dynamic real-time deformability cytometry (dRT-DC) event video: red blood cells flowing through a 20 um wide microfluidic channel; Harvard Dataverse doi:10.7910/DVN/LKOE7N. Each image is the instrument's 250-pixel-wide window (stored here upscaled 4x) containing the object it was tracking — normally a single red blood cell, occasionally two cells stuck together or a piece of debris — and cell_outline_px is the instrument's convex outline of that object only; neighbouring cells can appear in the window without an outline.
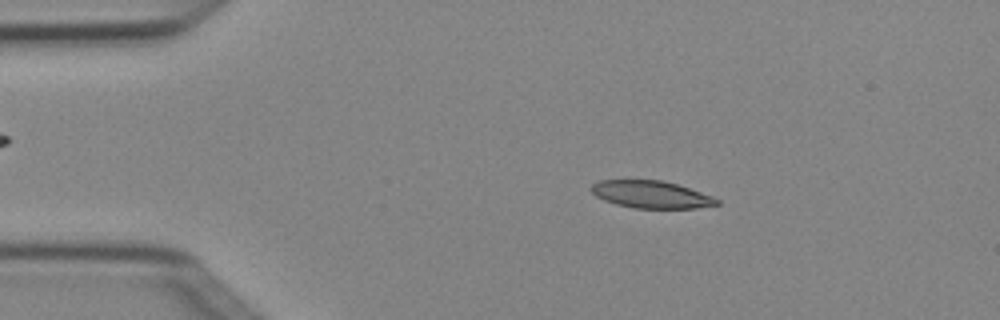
{"species": "Egyptian fruit bat (a non-hibernating species)", "species_latin": "Rousettus aegyptiacus", "temperature_condition": "cold", "stored_images_in_passage": 4, "camera_frame_rate_fps": 3000, "um_per_image_px": 0.085, "animal": {"sex": "female"}, "frame": {"image": 1, "passage_image": 2, "time_ms": 0.333, "image_size_px": [1000, 320], "cell_outline_px": [[720, 204], [696, 208], [636, 208], [616, 204], [604, 200], [596, 196], [588, 188], [596, 180], [664, 180], [712, 196], [720, 200]], "centroid_in_image_um": [55.31, 16.52], "position_along_channel_um": 29.7, "area_um2": 20.0}}
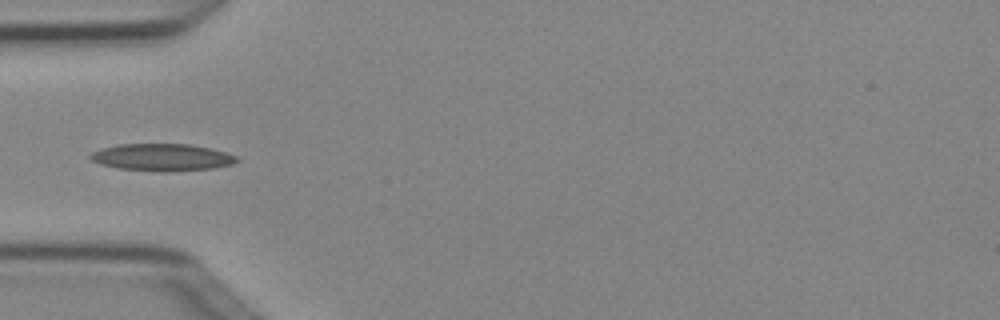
{"frame": {"image": 2, "passage_image": 4, "time_ms": 1.0, "image_size_px": [1000, 320], "cell_outline_px": [[240, 160], [232, 164], [212, 168], [160, 172], [116, 168], [100, 164], [92, 160], [88, 156], [92, 152], [100, 148], [120, 144], [188, 144], [212, 148], [236, 156]], "centroid_in_image_um": [13.74, 13.37], "position_along_channel_um": 71.3, "area_um2": 23.18}}